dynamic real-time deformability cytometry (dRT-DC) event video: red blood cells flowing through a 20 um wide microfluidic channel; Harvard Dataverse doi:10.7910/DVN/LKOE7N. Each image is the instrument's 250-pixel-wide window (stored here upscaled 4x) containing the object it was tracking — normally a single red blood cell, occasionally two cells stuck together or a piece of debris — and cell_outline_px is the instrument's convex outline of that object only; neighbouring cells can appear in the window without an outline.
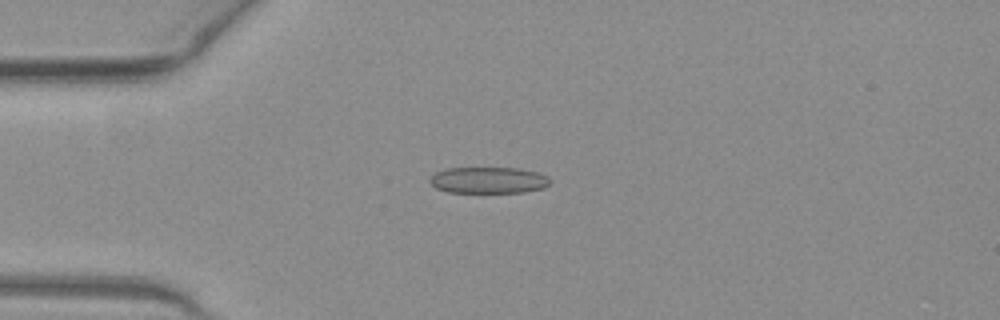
{"species": "common noctule bat (a hibernating species)", "species_latin": "Nyctalus noctula", "temperature_condition": "warm", "stored_images_in_passage": 43, "camera_frame_rate_fps": 3000, "um_per_image_px": 0.085, "animal": {"sex": "female", "body_mass_g": 19.3, "forearm_length_mm": 54.1}, "frame": {"image": 1, "passage_image": 5, "time_ms": 1.333, "image_size_px": [1000, 320], "cell_outline_px": [[552, 180], [544, 188], [524, 192], [448, 192], [436, 188], [428, 180], [436, 172], [448, 168], [516, 168], [536, 172], [548, 176]], "centroid_in_image_um": [41.53, 15.31], "position_along_channel_um": 43.5, "area_um2": 18.38}}
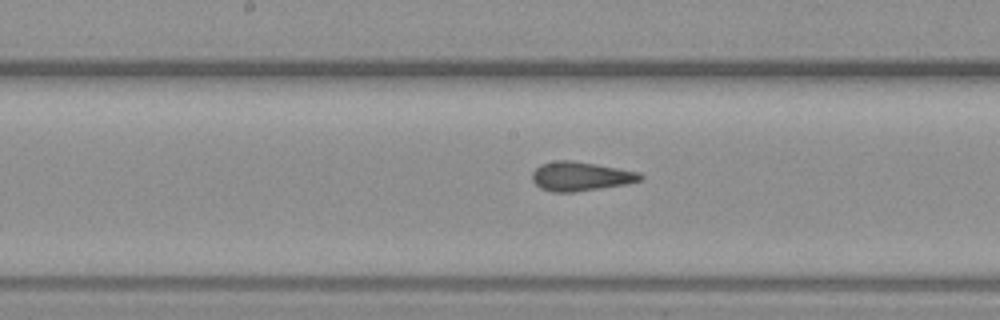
{"frame": {"image": 2, "passage_image": 18, "time_ms": 5.667, "image_size_px": [1000, 320], "cell_outline_px": [[644, 176], [640, 180], [628, 184], [572, 192], [552, 192], [540, 188], [532, 180], [532, 172], [540, 164], [556, 160], [572, 160], [596, 164], [640, 172]], "centroid_in_image_um": [49.34, 14.98], "position_along_channel_um": 198.9, "area_um2": 18.38}}
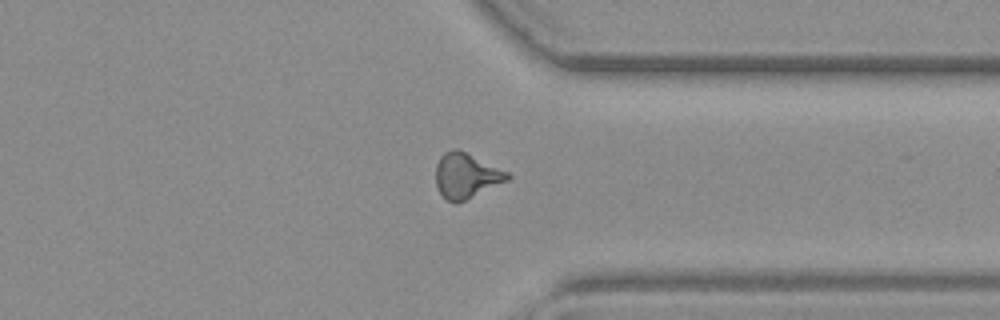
{"frame": {"image": 3, "passage_image": 31, "time_ms": 10.0, "image_size_px": [1000, 320], "cell_outline_px": [[512, 176], [508, 180], [456, 204], [448, 200], [436, 188], [436, 164], [440, 156], [444, 152], [452, 148], [456, 148], [468, 152], [508, 172]], "centroid_in_image_um": [39.61, 14.9], "position_along_channel_um": 371.8, "area_um2": 18.9}}